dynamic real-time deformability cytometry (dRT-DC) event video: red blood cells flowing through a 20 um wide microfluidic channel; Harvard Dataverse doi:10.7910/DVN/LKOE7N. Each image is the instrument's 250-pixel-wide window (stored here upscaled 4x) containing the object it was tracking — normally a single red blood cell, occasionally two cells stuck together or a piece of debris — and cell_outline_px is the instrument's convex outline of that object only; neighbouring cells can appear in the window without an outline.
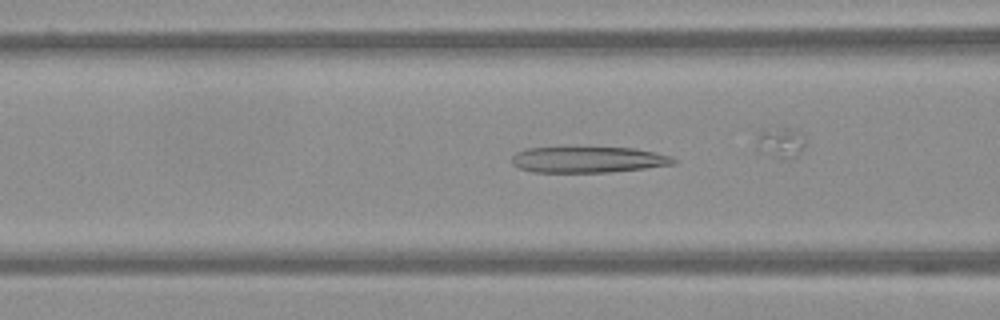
{"species": "Egyptian fruit bat (a non-hibernating species)", "species_latin": "Rousettus aegyptiacus", "temperature_condition": "warm", "stored_images_in_passage": 32, "camera_frame_rate_fps": 3000, "um_per_image_px": 0.085, "frame": {"image": 1, "passage_image": 9, "time_ms": 2.667, "image_size_px": [1000, 320], "cell_outline_px": [[676, 164], [612, 172], [532, 172], [520, 168], [512, 164], [512, 156], [516, 152], [528, 148], [636, 148], [656, 152], [672, 156], [676, 160]], "centroid_in_image_um": [50.02, 13.57], "position_along_channel_um": 116.6, "area_um2": 24.45}}
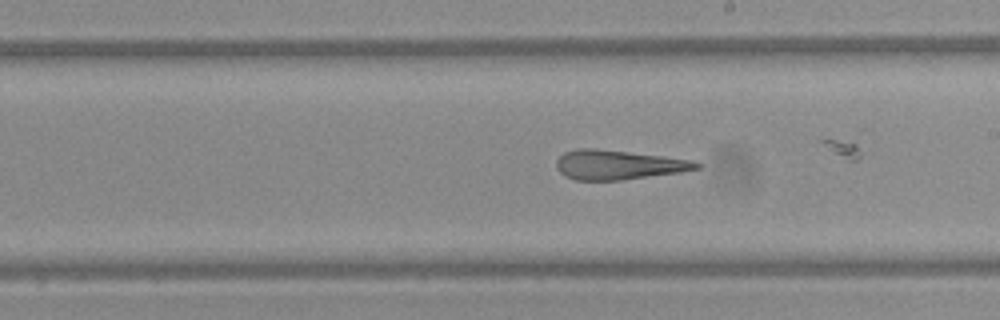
{"frame": {"image": 2, "passage_image": 19, "time_ms": 6.0, "image_size_px": [1000, 320], "cell_outline_px": [[700, 168], [680, 172], [620, 180], [576, 180], [564, 176], [556, 168], [556, 160], [564, 152], [576, 148], [596, 148], [664, 156], [692, 160], [700, 164]], "centroid_in_image_um": [52.51, 14.0], "position_along_channel_um": 236.5, "area_um2": 24.04}}
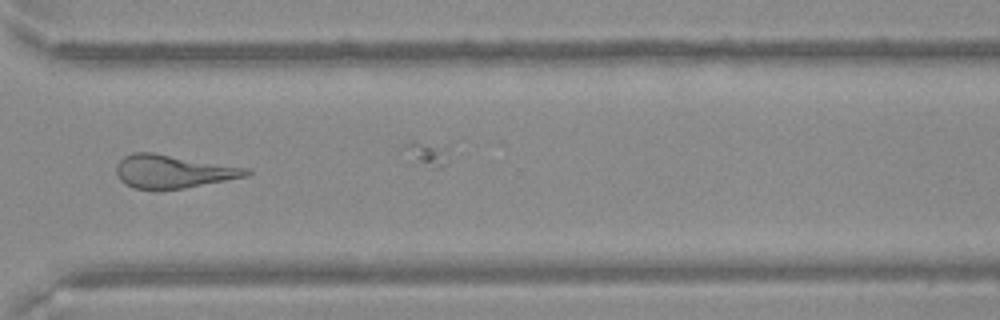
{"frame": {"image": 3, "passage_image": 29, "time_ms": 9.333, "image_size_px": [1000, 320], "cell_outline_px": [[252, 172], [248, 176], [184, 188], [132, 188], [124, 184], [120, 180], [116, 172], [116, 164], [124, 156], [132, 152], [152, 152], [248, 168]], "centroid_in_image_um": [14.68, 14.56], "position_along_channel_um": 355.9, "area_um2": 24.91}}